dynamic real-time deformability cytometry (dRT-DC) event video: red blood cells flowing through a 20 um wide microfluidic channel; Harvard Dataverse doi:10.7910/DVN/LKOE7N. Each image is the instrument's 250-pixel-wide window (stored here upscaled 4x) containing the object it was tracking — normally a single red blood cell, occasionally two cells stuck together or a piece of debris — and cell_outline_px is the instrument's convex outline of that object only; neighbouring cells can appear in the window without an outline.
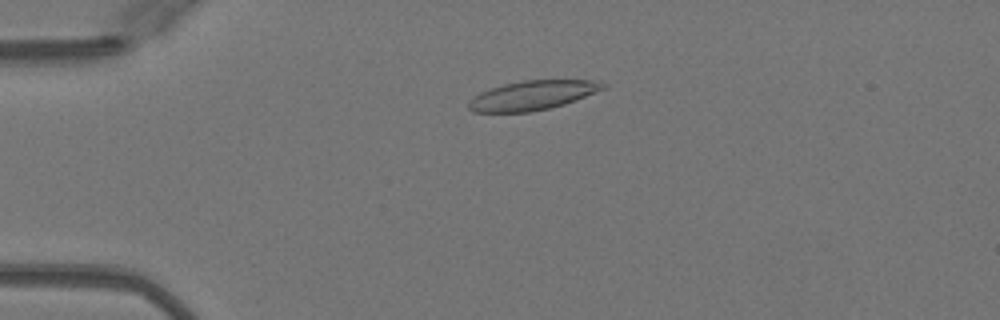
{"species": "Egyptian fruit bat (a non-hibernating species)", "species_latin": "Rousettus aegyptiacus", "temperature_condition": "warm", "stored_images_in_passage": 50, "camera_frame_rate_fps": 3000, "um_per_image_px": 0.085, "animal": {"sex": "female"}, "frame": {"image": 1, "passage_image": 12, "time_ms": 3.667, "image_size_px": [1000, 320], "cell_outline_px": [[608, 84], [604, 88], [564, 104], [532, 112], [472, 112], [468, 108], [468, 100], [480, 92], [504, 84], [524, 80], [592, 80]], "centroid_in_image_um": [45.2, 8.11], "position_along_channel_um": 39.8, "area_um2": 22.72}}
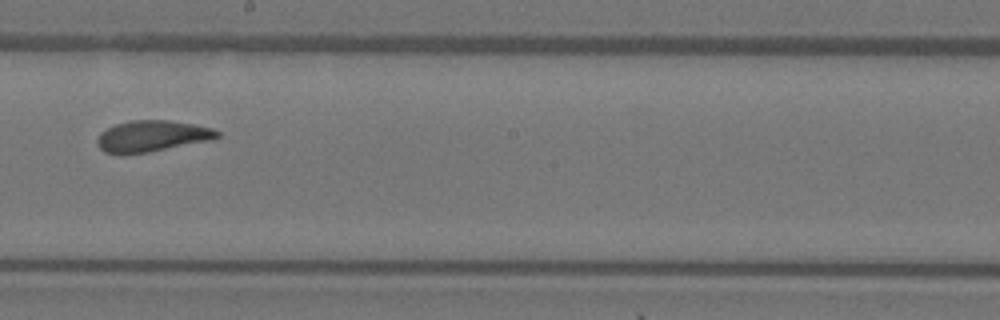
{"frame": {"image": 2, "passage_image": 29, "time_ms": 9.333, "image_size_px": [1000, 320], "cell_outline_px": [[220, 136], [212, 140], [148, 152], [124, 156], [120, 156], [104, 152], [96, 144], [96, 140], [100, 132], [116, 124], [132, 120], [168, 120], [192, 124], [212, 128], [220, 132]], "centroid_in_image_um": [12.87, 11.59], "position_along_channel_um": 235.3, "area_um2": 22.14}}
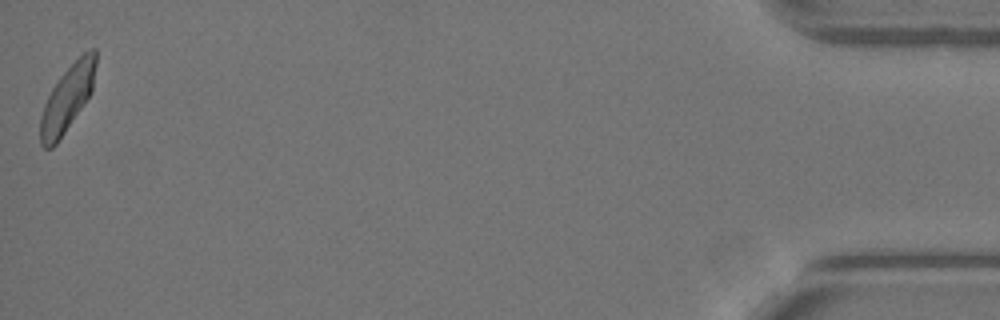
{"frame": {"image": 3, "passage_image": 50, "time_ms": 16.333, "image_size_px": [1000, 320], "cell_outline_px": [[96, 64], [92, 92], [56, 144], [52, 148], [44, 148], [40, 144], [40, 116], [44, 104], [52, 88], [60, 76], [88, 48], [96, 48]], "centroid_in_image_um": [5.72, 8.36], "position_along_channel_um": 429.5, "area_um2": 21.15}, "authors_computed_cell_mechanics": {"area_um2": 22.1663, "velocity_mm_per_s": 4.07, "shape_relaxation_time_tau1_ms": 3.021, "shape_relaxation_time_tau2_ms": 1.1693, "deformation_change_tau1": 0.1273, "deformation_change_tau2": 0.0816}}